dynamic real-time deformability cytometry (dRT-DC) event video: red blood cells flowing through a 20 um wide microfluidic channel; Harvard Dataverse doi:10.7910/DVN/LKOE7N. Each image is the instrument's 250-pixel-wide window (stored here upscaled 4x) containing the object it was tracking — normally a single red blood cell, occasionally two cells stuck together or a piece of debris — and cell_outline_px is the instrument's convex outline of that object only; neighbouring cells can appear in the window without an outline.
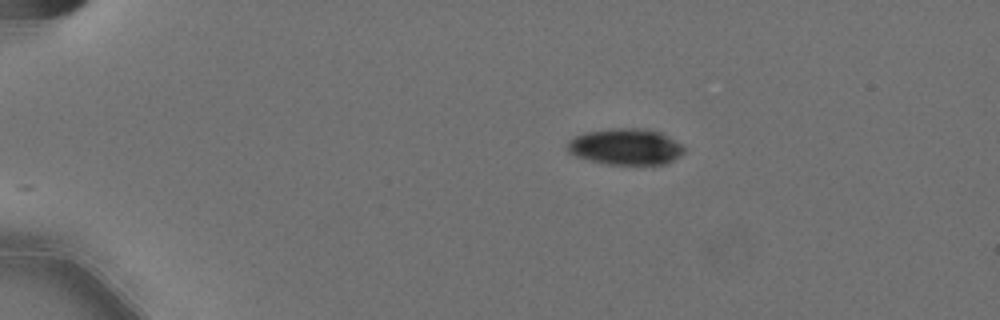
{"species": "Egyptian fruit bat (a non-hibernating species)", "species_latin": "Rousettus aegyptiacus", "temperature_condition": "cold", "stored_images_in_passage": 37, "camera_frame_rate_fps": 3000, "um_per_image_px": 0.085, "animal": {"sex": "female"}, "frame": {"image": 1, "passage_image": 1, "time_ms": 0.0, "image_size_px": [1000, 320], "cell_outline_px": [[684, 152], [680, 156], [664, 164], [604, 164], [588, 160], [576, 156], [568, 152], [568, 140], [584, 132], [612, 128], [644, 128], [660, 132], [680, 144], [684, 148]], "centroid_in_image_um": [53.15, 12.47], "position_along_channel_um": 31.9, "area_um2": 24.57}}
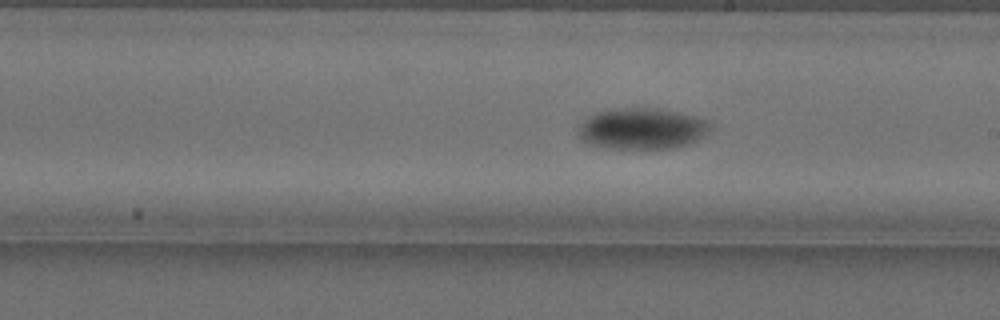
{"frame": {"image": 2, "passage_image": 24, "time_ms": 7.667, "image_size_px": [1000, 320], "cell_outline_px": [[712, 124], [704, 136], [688, 144], [672, 148], [608, 148], [588, 144], [580, 140], [576, 132], [580, 124], [592, 112], [608, 108], [656, 108], [696, 116]], "centroid_in_image_um": [54.48, 10.92], "position_along_channel_um": 234.5, "area_um2": 31.91}}
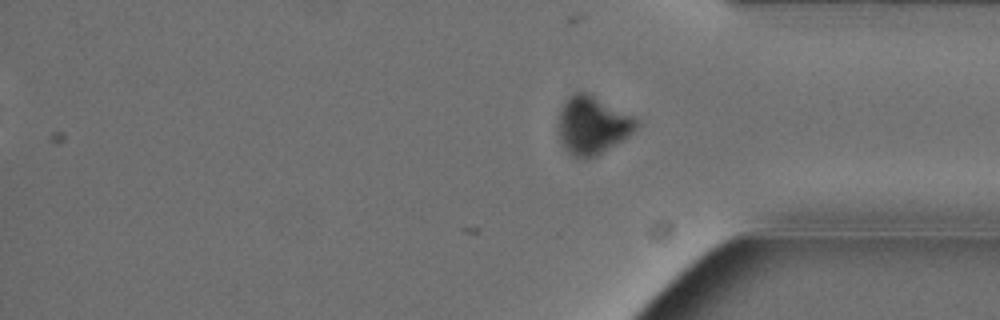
{"frame": {"image": 3, "passage_image": 37, "time_ms": 12.0, "image_size_px": [1000, 320], "cell_outline_px": [[640, 124], [624, 140], [596, 156], [588, 160], [576, 160], [564, 152], [556, 136], [556, 120], [560, 108], [564, 100], [568, 96], [576, 92], [588, 92], [632, 116]], "centroid_in_image_um": [50.24, 10.7], "position_along_channel_um": 385.0, "area_um2": 27.51}}